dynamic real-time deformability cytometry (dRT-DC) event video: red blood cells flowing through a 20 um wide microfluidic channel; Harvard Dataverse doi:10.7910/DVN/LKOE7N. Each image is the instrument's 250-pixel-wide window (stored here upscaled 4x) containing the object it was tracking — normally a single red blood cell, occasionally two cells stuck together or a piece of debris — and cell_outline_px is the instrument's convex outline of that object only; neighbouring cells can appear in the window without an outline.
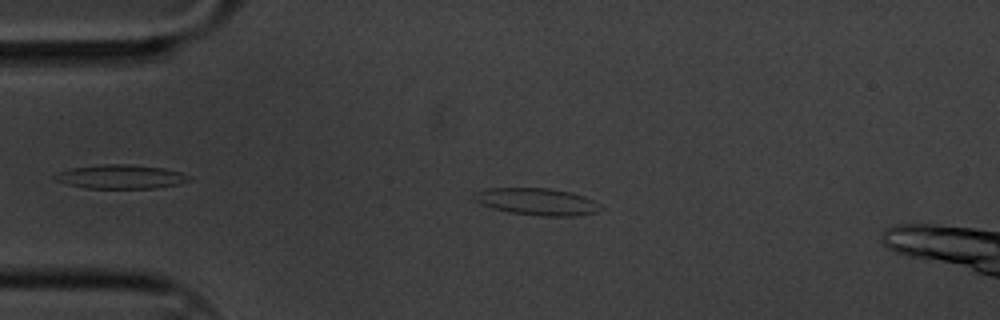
{"species": "common noctule bat (a hibernating species)", "species_latin": "Nyctalus noctula", "temperature_condition": "cold", "stored_images_in_passage": 53, "camera_frame_rate_fps": 3000, "um_per_image_px": 0.085, "animal": {"sex": "male", "body_mass_g": 20.1, "forearm_length_mm": 53.5}, "frame": {"image": 1, "passage_image": 11, "time_ms": 3.333, "image_size_px": [1000, 320], "cell_outline_px": [[604, 208], [596, 212], [576, 216], [544, 216], [512, 212], [492, 208], [480, 204], [472, 200], [472, 196], [476, 192], [488, 188], [548, 188], [572, 192], [584, 196], [600, 204]], "centroid_in_image_um": [45.65, 17.13], "position_along_channel_um": 39.4, "area_um2": 19.94}}
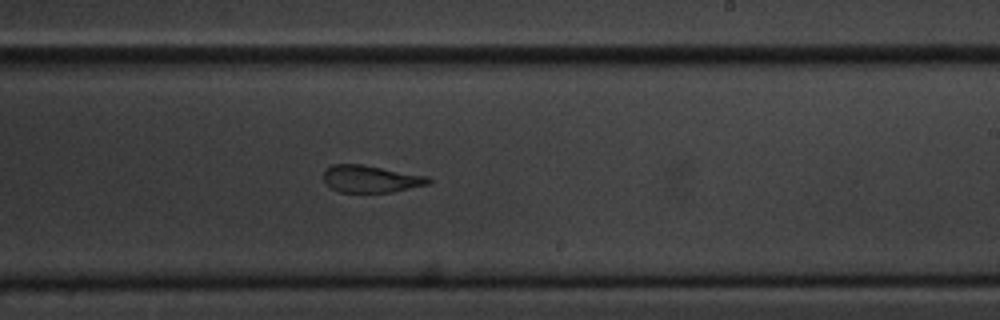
{"frame": {"image": 2, "passage_image": 33, "time_ms": 10.667, "image_size_px": [1000, 320], "cell_outline_px": [[432, 180], [428, 184], [392, 192], [340, 192], [324, 184], [324, 172], [332, 164], [364, 164], [428, 176]], "centroid_in_image_um": [31.51, 15.2], "position_along_channel_um": 257.5, "area_um2": 16.65}}
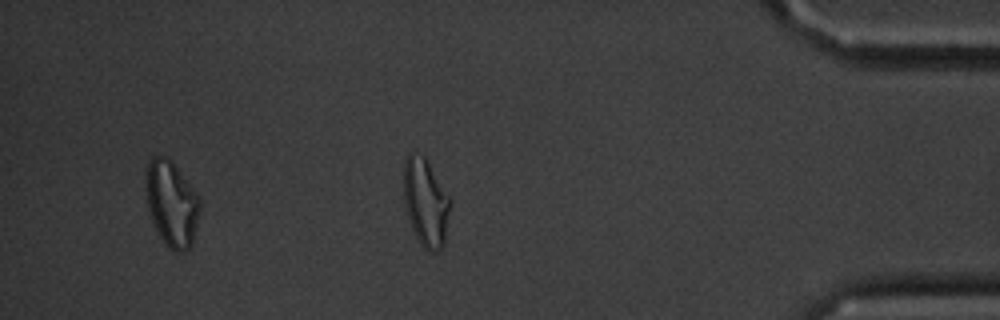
{"frame": {"image": 3, "passage_image": 49, "time_ms": 16.0, "image_size_px": [1000, 320], "cell_outline_px": [[200, 208], [192, 244], [184, 252], [176, 252], [168, 248], [164, 244], [156, 232], [152, 224], [148, 208], [144, 188], [148, 160], [152, 156], [164, 156], [172, 164], [192, 188], [200, 200]], "centroid_in_image_um": [14.54, 17.37], "position_along_channel_um": 420.7, "area_um2": 26.82}, "authors_computed_cell_mechanics": {"area_um2": 18.496, "velocity_mm_per_s": 3.331, "shape_relaxation_time_tau1_ms": 6.3271, "shape_relaxation_time_tau2_ms": 2.1588, "deformation_change_tau1": 0.1695, "deformation_change_tau2": 0.1034}}